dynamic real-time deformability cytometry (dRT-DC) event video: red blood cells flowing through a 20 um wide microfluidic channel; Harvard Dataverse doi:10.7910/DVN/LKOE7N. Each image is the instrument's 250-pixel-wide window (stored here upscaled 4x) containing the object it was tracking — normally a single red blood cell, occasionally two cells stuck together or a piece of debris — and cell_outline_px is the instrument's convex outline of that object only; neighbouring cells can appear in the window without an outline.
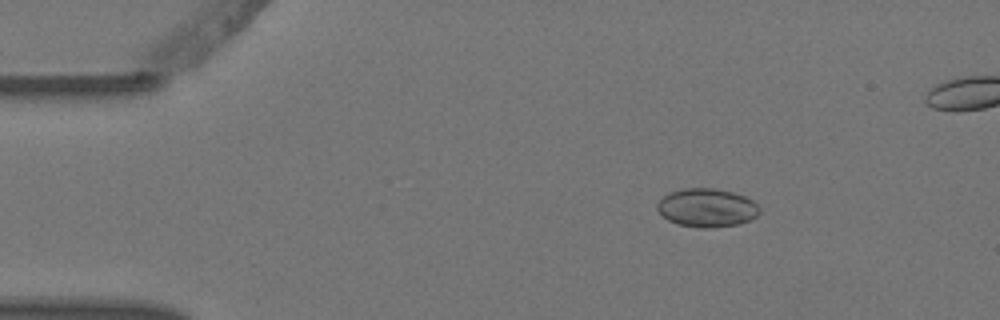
{"species": "Egyptian fruit bat (a non-hibernating species)", "species_latin": "Rousettus aegyptiacus", "temperature_condition": "warm", "stored_images_in_passage": 5, "camera_frame_rate_fps": 3000, "um_per_image_px": 0.085, "animal": {"sex": "female"}, "frame": {"image": 1, "passage_image": 3, "time_ms": 0.667, "image_size_px": [1000, 320], "cell_outline_px": [[760, 212], [756, 216], [740, 224], [712, 228], [700, 228], [676, 224], [668, 220], [656, 208], [656, 204], [668, 192], [684, 188], [712, 188], [732, 192], [744, 196], [752, 200], [760, 208]], "centroid_in_image_um": [60.07, 17.66], "position_along_channel_um": 24.9, "area_um2": 23.0}}